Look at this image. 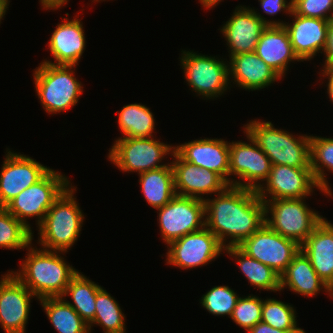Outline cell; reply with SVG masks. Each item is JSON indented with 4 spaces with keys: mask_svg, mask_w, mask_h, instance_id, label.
Returning <instances> with one entry per match:
<instances>
[{
    "mask_svg": "<svg viewBox=\"0 0 333 333\" xmlns=\"http://www.w3.org/2000/svg\"><path fill=\"white\" fill-rule=\"evenodd\" d=\"M204 202L205 227L224 248L239 246L265 224V203L256 190L229 185L216 198Z\"/></svg>",
    "mask_w": 333,
    "mask_h": 333,
    "instance_id": "6da1fadb",
    "label": "cell"
},
{
    "mask_svg": "<svg viewBox=\"0 0 333 333\" xmlns=\"http://www.w3.org/2000/svg\"><path fill=\"white\" fill-rule=\"evenodd\" d=\"M19 272L13 274L38 298L62 297L78 273L59 254L61 251L35 249L32 245ZM59 253V254H58Z\"/></svg>",
    "mask_w": 333,
    "mask_h": 333,
    "instance_id": "7a4b0ae2",
    "label": "cell"
},
{
    "mask_svg": "<svg viewBox=\"0 0 333 333\" xmlns=\"http://www.w3.org/2000/svg\"><path fill=\"white\" fill-rule=\"evenodd\" d=\"M247 133L269 157L272 165L311 168L310 136L297 139L287 131L274 128L271 122L250 121L244 125Z\"/></svg>",
    "mask_w": 333,
    "mask_h": 333,
    "instance_id": "3957f363",
    "label": "cell"
},
{
    "mask_svg": "<svg viewBox=\"0 0 333 333\" xmlns=\"http://www.w3.org/2000/svg\"><path fill=\"white\" fill-rule=\"evenodd\" d=\"M74 186H69L49 208L39 225L43 249L67 252L79 237L85 218L74 198Z\"/></svg>",
    "mask_w": 333,
    "mask_h": 333,
    "instance_id": "277c9868",
    "label": "cell"
},
{
    "mask_svg": "<svg viewBox=\"0 0 333 333\" xmlns=\"http://www.w3.org/2000/svg\"><path fill=\"white\" fill-rule=\"evenodd\" d=\"M74 67L42 62L35 69V90L46 112H64L78 103L83 87L74 77Z\"/></svg>",
    "mask_w": 333,
    "mask_h": 333,
    "instance_id": "5b68a950",
    "label": "cell"
},
{
    "mask_svg": "<svg viewBox=\"0 0 333 333\" xmlns=\"http://www.w3.org/2000/svg\"><path fill=\"white\" fill-rule=\"evenodd\" d=\"M303 199L262 200L265 203V223L300 246L324 219L318 212L310 210Z\"/></svg>",
    "mask_w": 333,
    "mask_h": 333,
    "instance_id": "8992f818",
    "label": "cell"
},
{
    "mask_svg": "<svg viewBox=\"0 0 333 333\" xmlns=\"http://www.w3.org/2000/svg\"><path fill=\"white\" fill-rule=\"evenodd\" d=\"M70 186L66 176L50 169L39 181L14 197L5 208L30 230L27 218L37 216L38 226L49 208Z\"/></svg>",
    "mask_w": 333,
    "mask_h": 333,
    "instance_id": "52a82bcc",
    "label": "cell"
},
{
    "mask_svg": "<svg viewBox=\"0 0 333 333\" xmlns=\"http://www.w3.org/2000/svg\"><path fill=\"white\" fill-rule=\"evenodd\" d=\"M174 153V146L155 140L153 137H120L109 150L113 164L123 172L138 174L162 168L168 164H159L165 155Z\"/></svg>",
    "mask_w": 333,
    "mask_h": 333,
    "instance_id": "ba28073f",
    "label": "cell"
},
{
    "mask_svg": "<svg viewBox=\"0 0 333 333\" xmlns=\"http://www.w3.org/2000/svg\"><path fill=\"white\" fill-rule=\"evenodd\" d=\"M182 52L181 66L187 84L193 91L203 98L211 99L221 96L227 90L231 78L226 61L191 51Z\"/></svg>",
    "mask_w": 333,
    "mask_h": 333,
    "instance_id": "9c48e42d",
    "label": "cell"
},
{
    "mask_svg": "<svg viewBox=\"0 0 333 333\" xmlns=\"http://www.w3.org/2000/svg\"><path fill=\"white\" fill-rule=\"evenodd\" d=\"M157 210L161 236L167 245L205 227L204 200L175 195Z\"/></svg>",
    "mask_w": 333,
    "mask_h": 333,
    "instance_id": "30bf717a",
    "label": "cell"
},
{
    "mask_svg": "<svg viewBox=\"0 0 333 333\" xmlns=\"http://www.w3.org/2000/svg\"><path fill=\"white\" fill-rule=\"evenodd\" d=\"M246 135L249 144L241 141L229 143V176L234 174L240 178L238 181L232 178L230 185L257 191L261 186L258 181L268 179L272 163L251 136Z\"/></svg>",
    "mask_w": 333,
    "mask_h": 333,
    "instance_id": "8fae6325",
    "label": "cell"
},
{
    "mask_svg": "<svg viewBox=\"0 0 333 333\" xmlns=\"http://www.w3.org/2000/svg\"><path fill=\"white\" fill-rule=\"evenodd\" d=\"M248 256L281 275L300 251V245L272 230L266 223L239 246Z\"/></svg>",
    "mask_w": 333,
    "mask_h": 333,
    "instance_id": "7c38bea8",
    "label": "cell"
},
{
    "mask_svg": "<svg viewBox=\"0 0 333 333\" xmlns=\"http://www.w3.org/2000/svg\"><path fill=\"white\" fill-rule=\"evenodd\" d=\"M168 246L167 264L183 269L208 264L224 252L217 237L206 227L186 234Z\"/></svg>",
    "mask_w": 333,
    "mask_h": 333,
    "instance_id": "4fadbf2b",
    "label": "cell"
},
{
    "mask_svg": "<svg viewBox=\"0 0 333 333\" xmlns=\"http://www.w3.org/2000/svg\"><path fill=\"white\" fill-rule=\"evenodd\" d=\"M237 7L221 29L230 48V56L254 52L259 38L268 25L285 24L283 21H267L266 18L252 8Z\"/></svg>",
    "mask_w": 333,
    "mask_h": 333,
    "instance_id": "5bb4252c",
    "label": "cell"
},
{
    "mask_svg": "<svg viewBox=\"0 0 333 333\" xmlns=\"http://www.w3.org/2000/svg\"><path fill=\"white\" fill-rule=\"evenodd\" d=\"M265 185H261L257 190L258 197L262 200L300 198L305 200V197L311 195L314 187L319 189L311 168L287 165H272ZM268 195L271 199H267Z\"/></svg>",
    "mask_w": 333,
    "mask_h": 333,
    "instance_id": "9a60e30c",
    "label": "cell"
},
{
    "mask_svg": "<svg viewBox=\"0 0 333 333\" xmlns=\"http://www.w3.org/2000/svg\"><path fill=\"white\" fill-rule=\"evenodd\" d=\"M13 272L0 280V325L5 333H25L30 301L35 295Z\"/></svg>",
    "mask_w": 333,
    "mask_h": 333,
    "instance_id": "2e32d148",
    "label": "cell"
},
{
    "mask_svg": "<svg viewBox=\"0 0 333 333\" xmlns=\"http://www.w3.org/2000/svg\"><path fill=\"white\" fill-rule=\"evenodd\" d=\"M50 168L24 155L8 151L0 172V207L39 181Z\"/></svg>",
    "mask_w": 333,
    "mask_h": 333,
    "instance_id": "e0dca14e",
    "label": "cell"
},
{
    "mask_svg": "<svg viewBox=\"0 0 333 333\" xmlns=\"http://www.w3.org/2000/svg\"><path fill=\"white\" fill-rule=\"evenodd\" d=\"M172 155L176 195L205 200L201 195L218 194L229 186L219 174L184 161L175 151Z\"/></svg>",
    "mask_w": 333,
    "mask_h": 333,
    "instance_id": "ac0fdd59",
    "label": "cell"
},
{
    "mask_svg": "<svg viewBox=\"0 0 333 333\" xmlns=\"http://www.w3.org/2000/svg\"><path fill=\"white\" fill-rule=\"evenodd\" d=\"M174 151L184 161L219 174L230 185L229 143L224 139L194 140L175 146Z\"/></svg>",
    "mask_w": 333,
    "mask_h": 333,
    "instance_id": "d6986e66",
    "label": "cell"
},
{
    "mask_svg": "<svg viewBox=\"0 0 333 333\" xmlns=\"http://www.w3.org/2000/svg\"><path fill=\"white\" fill-rule=\"evenodd\" d=\"M291 15L294 16V22L292 24L286 22L283 26L288 32L293 51L298 59L309 61L317 53H323L330 21L303 17L297 15L293 10Z\"/></svg>",
    "mask_w": 333,
    "mask_h": 333,
    "instance_id": "ffe728a7",
    "label": "cell"
},
{
    "mask_svg": "<svg viewBox=\"0 0 333 333\" xmlns=\"http://www.w3.org/2000/svg\"><path fill=\"white\" fill-rule=\"evenodd\" d=\"M85 44V34L81 20L65 18L61 24H57L48 44L55 61L44 60V62L55 65L77 66L85 50Z\"/></svg>",
    "mask_w": 333,
    "mask_h": 333,
    "instance_id": "44dd1931",
    "label": "cell"
},
{
    "mask_svg": "<svg viewBox=\"0 0 333 333\" xmlns=\"http://www.w3.org/2000/svg\"><path fill=\"white\" fill-rule=\"evenodd\" d=\"M254 52L281 78L288 70L289 62L300 61L293 51L288 32L283 25H268Z\"/></svg>",
    "mask_w": 333,
    "mask_h": 333,
    "instance_id": "7402d4cb",
    "label": "cell"
},
{
    "mask_svg": "<svg viewBox=\"0 0 333 333\" xmlns=\"http://www.w3.org/2000/svg\"><path fill=\"white\" fill-rule=\"evenodd\" d=\"M229 76L235 84L245 90H259L268 87L281 77L270 68L255 52L229 56Z\"/></svg>",
    "mask_w": 333,
    "mask_h": 333,
    "instance_id": "603a6c76",
    "label": "cell"
},
{
    "mask_svg": "<svg viewBox=\"0 0 333 333\" xmlns=\"http://www.w3.org/2000/svg\"><path fill=\"white\" fill-rule=\"evenodd\" d=\"M300 249L309 258L318 276L327 285H333V224L324 218Z\"/></svg>",
    "mask_w": 333,
    "mask_h": 333,
    "instance_id": "cb8c5ba5",
    "label": "cell"
},
{
    "mask_svg": "<svg viewBox=\"0 0 333 333\" xmlns=\"http://www.w3.org/2000/svg\"><path fill=\"white\" fill-rule=\"evenodd\" d=\"M287 286L291 291L307 297L315 296L323 288L326 292L328 289L326 282L318 276L301 249L280 275L281 290Z\"/></svg>",
    "mask_w": 333,
    "mask_h": 333,
    "instance_id": "d4e9b609",
    "label": "cell"
},
{
    "mask_svg": "<svg viewBox=\"0 0 333 333\" xmlns=\"http://www.w3.org/2000/svg\"><path fill=\"white\" fill-rule=\"evenodd\" d=\"M141 190L148 204L158 209L176 195L171 163L162 168L140 173Z\"/></svg>",
    "mask_w": 333,
    "mask_h": 333,
    "instance_id": "484cf974",
    "label": "cell"
},
{
    "mask_svg": "<svg viewBox=\"0 0 333 333\" xmlns=\"http://www.w3.org/2000/svg\"><path fill=\"white\" fill-rule=\"evenodd\" d=\"M229 255L237 261L241 272L245 275L251 286L269 291H281L280 275L272 268L248 256L238 246L224 248Z\"/></svg>",
    "mask_w": 333,
    "mask_h": 333,
    "instance_id": "4316f807",
    "label": "cell"
},
{
    "mask_svg": "<svg viewBox=\"0 0 333 333\" xmlns=\"http://www.w3.org/2000/svg\"><path fill=\"white\" fill-rule=\"evenodd\" d=\"M58 333H90L88 323L62 297L39 299Z\"/></svg>",
    "mask_w": 333,
    "mask_h": 333,
    "instance_id": "83f0119b",
    "label": "cell"
},
{
    "mask_svg": "<svg viewBox=\"0 0 333 333\" xmlns=\"http://www.w3.org/2000/svg\"><path fill=\"white\" fill-rule=\"evenodd\" d=\"M78 272L69 282L62 298L71 296L73 302L66 301L86 322L90 323L95 315L97 292L102 288Z\"/></svg>",
    "mask_w": 333,
    "mask_h": 333,
    "instance_id": "f1b7e54d",
    "label": "cell"
},
{
    "mask_svg": "<svg viewBox=\"0 0 333 333\" xmlns=\"http://www.w3.org/2000/svg\"><path fill=\"white\" fill-rule=\"evenodd\" d=\"M119 128L123 137L149 138L155 127L154 115L140 103L126 105L117 112Z\"/></svg>",
    "mask_w": 333,
    "mask_h": 333,
    "instance_id": "f546056e",
    "label": "cell"
},
{
    "mask_svg": "<svg viewBox=\"0 0 333 333\" xmlns=\"http://www.w3.org/2000/svg\"><path fill=\"white\" fill-rule=\"evenodd\" d=\"M94 319L88 324L91 332L93 324L103 328L104 333H126L125 316L111 295L101 288L96 295Z\"/></svg>",
    "mask_w": 333,
    "mask_h": 333,
    "instance_id": "4dcf8cb0",
    "label": "cell"
},
{
    "mask_svg": "<svg viewBox=\"0 0 333 333\" xmlns=\"http://www.w3.org/2000/svg\"><path fill=\"white\" fill-rule=\"evenodd\" d=\"M310 157L311 170L319 190L333 196L323 169L325 167L333 172V138L310 136Z\"/></svg>",
    "mask_w": 333,
    "mask_h": 333,
    "instance_id": "1f68e13d",
    "label": "cell"
},
{
    "mask_svg": "<svg viewBox=\"0 0 333 333\" xmlns=\"http://www.w3.org/2000/svg\"><path fill=\"white\" fill-rule=\"evenodd\" d=\"M32 240V230L19 221L5 207H0V247L17 250L28 248Z\"/></svg>",
    "mask_w": 333,
    "mask_h": 333,
    "instance_id": "d6a6232c",
    "label": "cell"
},
{
    "mask_svg": "<svg viewBox=\"0 0 333 333\" xmlns=\"http://www.w3.org/2000/svg\"><path fill=\"white\" fill-rule=\"evenodd\" d=\"M294 307L274 298L263 299L261 321L285 331H304L297 327Z\"/></svg>",
    "mask_w": 333,
    "mask_h": 333,
    "instance_id": "836d02e7",
    "label": "cell"
},
{
    "mask_svg": "<svg viewBox=\"0 0 333 333\" xmlns=\"http://www.w3.org/2000/svg\"><path fill=\"white\" fill-rule=\"evenodd\" d=\"M240 297L228 286H214L201 297L202 306L215 316L232 315Z\"/></svg>",
    "mask_w": 333,
    "mask_h": 333,
    "instance_id": "e575fe53",
    "label": "cell"
},
{
    "mask_svg": "<svg viewBox=\"0 0 333 333\" xmlns=\"http://www.w3.org/2000/svg\"><path fill=\"white\" fill-rule=\"evenodd\" d=\"M263 300L257 296L240 297L230 318L245 330L251 329L262 319Z\"/></svg>",
    "mask_w": 333,
    "mask_h": 333,
    "instance_id": "d590c367",
    "label": "cell"
},
{
    "mask_svg": "<svg viewBox=\"0 0 333 333\" xmlns=\"http://www.w3.org/2000/svg\"><path fill=\"white\" fill-rule=\"evenodd\" d=\"M292 2V10L297 15L333 20V0H292Z\"/></svg>",
    "mask_w": 333,
    "mask_h": 333,
    "instance_id": "8d00e7d4",
    "label": "cell"
},
{
    "mask_svg": "<svg viewBox=\"0 0 333 333\" xmlns=\"http://www.w3.org/2000/svg\"><path fill=\"white\" fill-rule=\"evenodd\" d=\"M259 2L264 13L271 16L281 11H284L287 14H291L292 12V0L289 2L286 0H259Z\"/></svg>",
    "mask_w": 333,
    "mask_h": 333,
    "instance_id": "74e56055",
    "label": "cell"
},
{
    "mask_svg": "<svg viewBox=\"0 0 333 333\" xmlns=\"http://www.w3.org/2000/svg\"><path fill=\"white\" fill-rule=\"evenodd\" d=\"M248 333H306L305 331H285L272 327L271 325L260 321Z\"/></svg>",
    "mask_w": 333,
    "mask_h": 333,
    "instance_id": "f35d334b",
    "label": "cell"
},
{
    "mask_svg": "<svg viewBox=\"0 0 333 333\" xmlns=\"http://www.w3.org/2000/svg\"><path fill=\"white\" fill-rule=\"evenodd\" d=\"M69 0H40L43 8L45 9H60L61 6L65 5Z\"/></svg>",
    "mask_w": 333,
    "mask_h": 333,
    "instance_id": "ab89813d",
    "label": "cell"
},
{
    "mask_svg": "<svg viewBox=\"0 0 333 333\" xmlns=\"http://www.w3.org/2000/svg\"><path fill=\"white\" fill-rule=\"evenodd\" d=\"M322 73L323 77H328L327 93L329 94L330 101L333 102V69L322 71Z\"/></svg>",
    "mask_w": 333,
    "mask_h": 333,
    "instance_id": "60d3db41",
    "label": "cell"
},
{
    "mask_svg": "<svg viewBox=\"0 0 333 333\" xmlns=\"http://www.w3.org/2000/svg\"><path fill=\"white\" fill-rule=\"evenodd\" d=\"M9 2H7L6 0H0V23L1 20H3L4 15L6 14V9L8 8Z\"/></svg>",
    "mask_w": 333,
    "mask_h": 333,
    "instance_id": "b9f144b4",
    "label": "cell"
},
{
    "mask_svg": "<svg viewBox=\"0 0 333 333\" xmlns=\"http://www.w3.org/2000/svg\"><path fill=\"white\" fill-rule=\"evenodd\" d=\"M202 4V7L204 6L205 8H212L216 6L221 0H199Z\"/></svg>",
    "mask_w": 333,
    "mask_h": 333,
    "instance_id": "7bdbcfd3",
    "label": "cell"
},
{
    "mask_svg": "<svg viewBox=\"0 0 333 333\" xmlns=\"http://www.w3.org/2000/svg\"><path fill=\"white\" fill-rule=\"evenodd\" d=\"M327 292L329 293V296L333 298V285H328Z\"/></svg>",
    "mask_w": 333,
    "mask_h": 333,
    "instance_id": "ee69618b",
    "label": "cell"
}]
</instances>
